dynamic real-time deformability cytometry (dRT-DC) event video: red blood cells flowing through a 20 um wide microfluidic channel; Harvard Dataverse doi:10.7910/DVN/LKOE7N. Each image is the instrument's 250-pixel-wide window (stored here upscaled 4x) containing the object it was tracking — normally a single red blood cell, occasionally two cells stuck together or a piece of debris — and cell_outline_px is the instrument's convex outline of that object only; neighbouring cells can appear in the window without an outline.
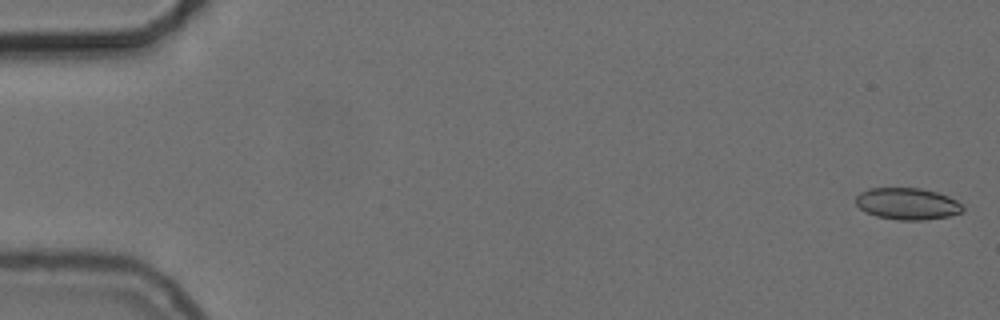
{"species": "common noctule bat (a hibernating species)", "species_latin": "Nyctalus noctula", "temperature_condition": "cold", "stored_images_in_passage": 54, "camera_frame_rate_fps": 3000, "um_per_image_px": 0.085, "animal": {"sex": "female", "body_mass_g": 24.6, "forearm_length_mm": 56.2}, "frame": {"image": 1, "passage_image": 1, "time_ms": 0.0, "image_size_px": [1000, 320], "cell_outline_px": [[964, 212], [948, 216], [924, 220], [900, 220], [876, 216], [864, 212], [856, 204], [856, 196], [860, 192], [868, 188], [920, 188], [936, 192], [948, 196], [956, 200], [964, 208]], "centroid_in_image_um": [77.11, 17.32], "position_along_channel_um": 7.9, "area_um2": 19.83}}
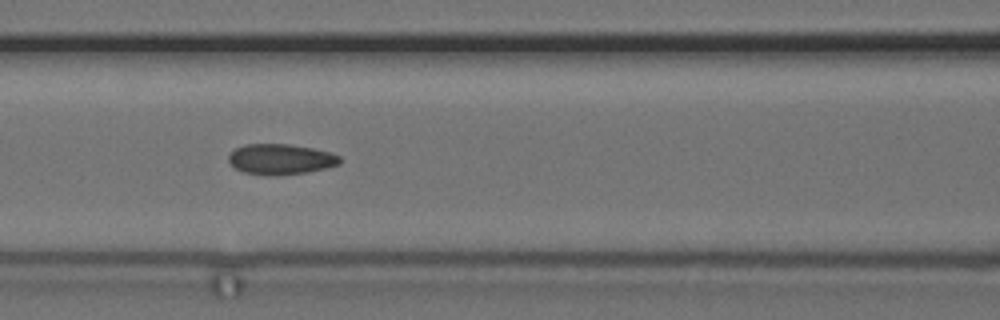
{"frame": {"image": 2, "passage_image": 24, "time_ms": 7.667, "image_size_px": [1000, 320], "cell_outline_px": [[340, 164], [308, 172], [268, 176], [244, 172], [236, 168], [228, 160], [228, 156], [236, 148], [244, 144], [288, 144], [312, 148], [332, 152], [340, 156]], "centroid_in_image_um": [23.87, 13.53], "position_along_channel_um": 142.7, "area_um2": 19.71}}
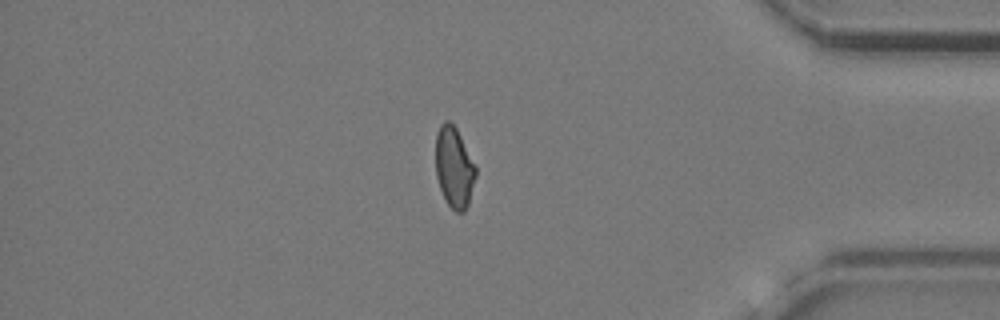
{"frame": {"image": 3, "passage_image": 47, "time_ms": 15.333, "image_size_px": [1000, 320], "cell_outline_px": [[476, 176], [468, 204], [464, 212], [456, 212], [444, 200], [436, 176], [436, 132], [440, 124], [444, 120], [448, 120], [456, 128], [476, 164]], "centroid_in_image_um": [38.6, 14.21], "position_along_channel_um": 396.6, "area_um2": 19.02}, "authors_computed_cell_mechanics": {"area_um2": 19.6809, "velocity_mm_per_s": 3.718, "shape_relaxation_time_tau1_ms": null, "shape_relaxation_time_tau2_ms": 2.9664, "deformation_change_tau1": null, "deformation_change_tau2": 0.0796}}